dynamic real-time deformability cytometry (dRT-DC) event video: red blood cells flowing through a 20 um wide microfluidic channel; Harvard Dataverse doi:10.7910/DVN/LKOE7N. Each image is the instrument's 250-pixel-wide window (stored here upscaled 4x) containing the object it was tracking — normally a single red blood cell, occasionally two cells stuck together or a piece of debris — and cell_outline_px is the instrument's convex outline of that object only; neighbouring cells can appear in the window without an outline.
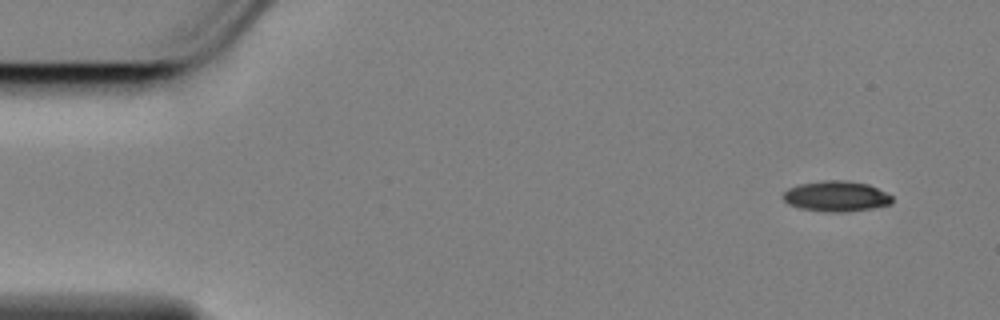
{"species": "Egyptian fruit bat (a non-hibernating species)", "species_latin": "Rousettus aegyptiacus", "temperature_condition": "cold", "stored_images_in_passage": 54, "camera_frame_rate_fps": 3000, "um_per_image_px": 0.085, "animal": {"sex": "female"}, "frame": {"image": 1, "passage_image": 1, "time_ms": 0.0, "image_size_px": [1000, 320], "cell_outline_px": [[892, 204], [872, 208], [840, 212], [824, 212], [800, 208], [788, 204], [784, 200], [784, 192], [788, 188], [800, 184], [824, 180], [844, 180], [868, 184], [892, 196]], "centroid_in_image_um": [71.07, 16.68], "position_along_channel_um": 13.9, "area_um2": 19.25}}
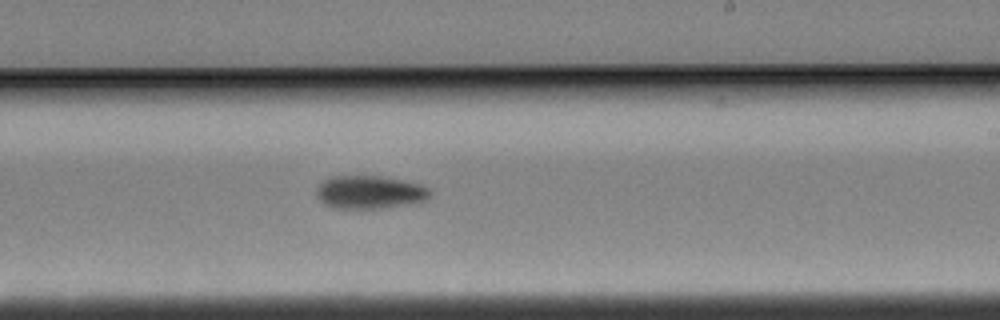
{"frame": {"image": 2, "passage_image": 31, "time_ms": 10.0, "image_size_px": [1000, 320], "cell_outline_px": [[428, 196], [420, 204], [380, 208], [332, 208], [324, 204], [316, 196], [316, 188], [324, 180], [336, 176], [376, 176], [400, 180], [416, 184], [428, 188]], "centroid_in_image_um": [31.39, 16.36], "position_along_channel_um": 257.6, "area_um2": 21.73}}
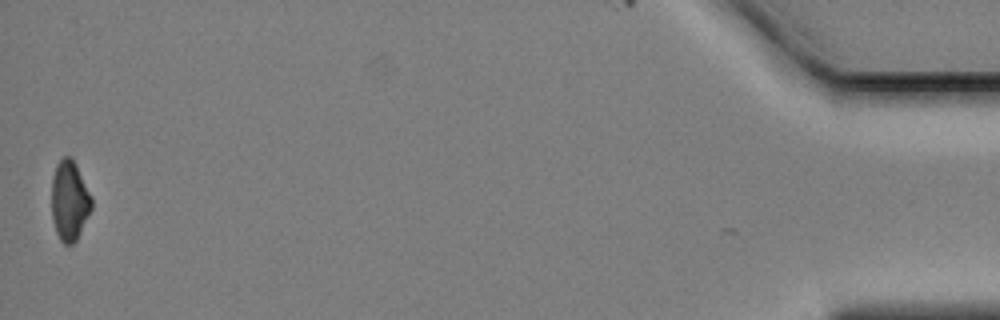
{"frame": {"image": 3, "passage_image": 54, "time_ms": 17.667, "image_size_px": [1000, 320], "cell_outline_px": [[92, 208], [76, 240], [72, 244], [64, 244], [60, 240], [56, 232], [52, 220], [52, 180], [56, 164], [64, 156], [68, 156], [76, 164], [92, 196]], "centroid_in_image_um": [5.91, 17.06], "position_along_channel_um": 429.3, "area_um2": 18.55}, "authors_computed_cell_mechanics": {"area_um2": 20.4034, "velocity_mm_per_s": 3.4518, "shape_relaxation_time_tau1_ms": 3.5528, "shape_relaxation_time_tau2_ms": null, "deformation_change_tau1": 0.1125, "deformation_change_tau2": null}}